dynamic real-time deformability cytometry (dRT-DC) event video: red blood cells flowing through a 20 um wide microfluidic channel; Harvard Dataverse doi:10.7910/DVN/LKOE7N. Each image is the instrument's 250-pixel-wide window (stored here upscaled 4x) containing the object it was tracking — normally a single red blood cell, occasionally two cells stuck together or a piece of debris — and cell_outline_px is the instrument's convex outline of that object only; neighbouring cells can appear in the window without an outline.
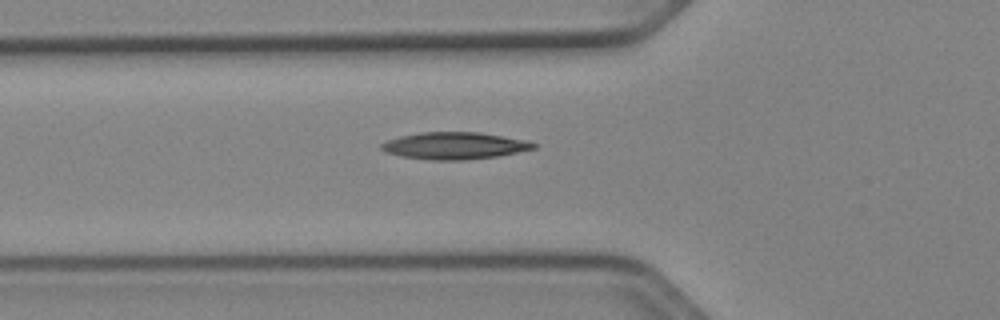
{"species": "Egyptian fruit bat (a non-hibernating species)", "species_latin": "Rousettus aegyptiacus", "temperature_condition": "cold", "stored_images_in_passage": 38, "camera_frame_rate_fps": 3000, "um_per_image_px": 0.085, "animal": {"sex": "female"}, "frame": {"image": 1, "passage_image": 8, "time_ms": 2.333, "image_size_px": [1000, 320], "cell_outline_px": [[536, 148], [496, 156], [464, 160], [432, 160], [404, 156], [388, 152], [380, 148], [380, 144], [388, 140], [400, 136], [420, 132], [480, 132], [528, 140], [536, 144]], "centroid_in_image_um": [38.66, 12.37], "position_along_channel_um": 87.1, "area_um2": 23.76}}
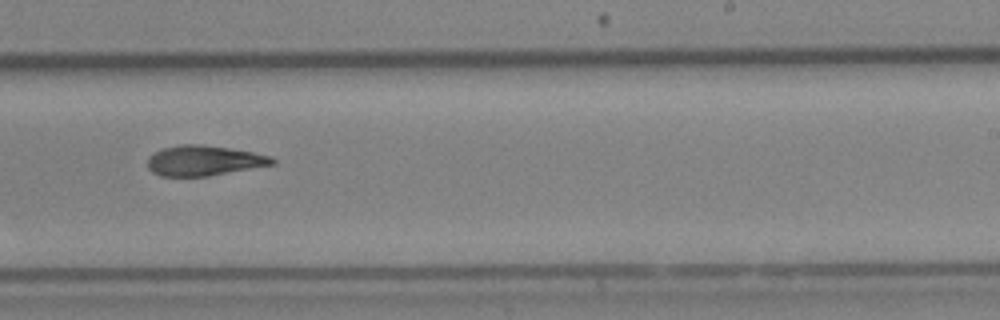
{"frame": {"image": 2, "passage_image": 22, "time_ms": 7.0, "image_size_px": [1000, 320], "cell_outline_px": [[276, 164], [208, 176], [160, 176], [152, 172], [148, 168], [148, 156], [164, 148], [180, 144], [200, 144], [228, 148], [252, 152], [272, 156], [276, 160]], "centroid_in_image_um": [17.35, 13.65], "position_along_channel_um": 271.7, "area_um2": 21.91}}
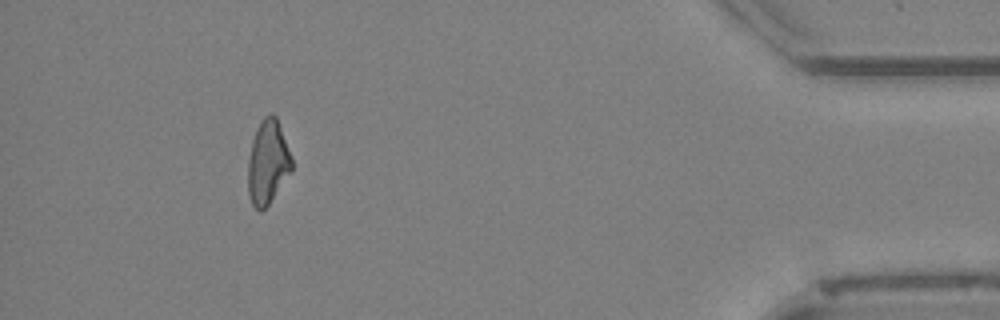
{"frame": {"image": 3, "passage_image": 37, "time_ms": 12.0, "image_size_px": [1000, 320], "cell_outline_px": [[292, 168], [268, 204], [260, 212], [252, 204], [248, 196], [248, 160], [252, 140], [256, 128], [260, 120], [268, 112], [272, 112], [276, 116], [292, 156]], "centroid_in_image_um": [22.74, 13.73], "position_along_channel_um": 412.5, "area_um2": 21.33}}